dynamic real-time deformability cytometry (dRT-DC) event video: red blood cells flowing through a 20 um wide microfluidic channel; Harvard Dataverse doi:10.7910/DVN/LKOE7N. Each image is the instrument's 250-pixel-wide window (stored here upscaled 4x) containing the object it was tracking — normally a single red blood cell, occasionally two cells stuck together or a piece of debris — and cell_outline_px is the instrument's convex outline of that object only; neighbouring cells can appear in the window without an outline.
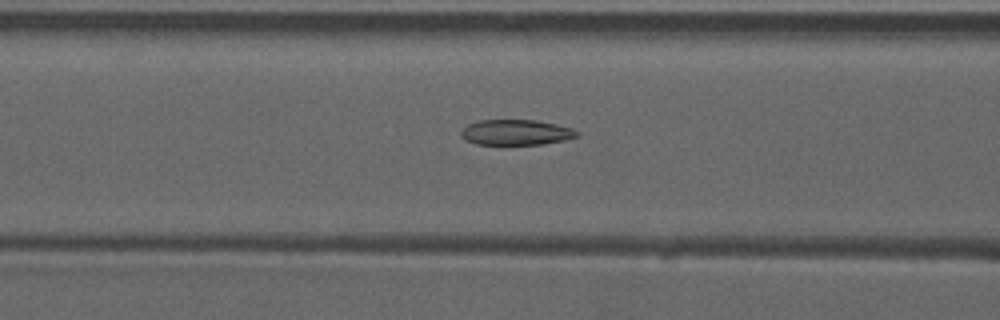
{"species": "common noctule bat (a hibernating species)", "species_latin": "Nyctalus noctula", "temperature_condition": "warm", "stored_images_in_passage": 53, "camera_frame_rate_fps": 3000, "um_per_image_px": 0.085, "animal": {"sex": "male", "forearm_length_mm": 52.5}, "frame": {"image": 1, "passage_image": 22, "time_ms": 7.0, "image_size_px": [1000, 320], "cell_outline_px": [[580, 136], [564, 140], [544, 144], [476, 144], [464, 140], [460, 136], [460, 132], [468, 124], [476, 120], [536, 120], [556, 124], [572, 128], [580, 132]], "centroid_in_image_um": [43.86, 11.25], "position_along_channel_um": 122.7, "area_um2": 17.34}}
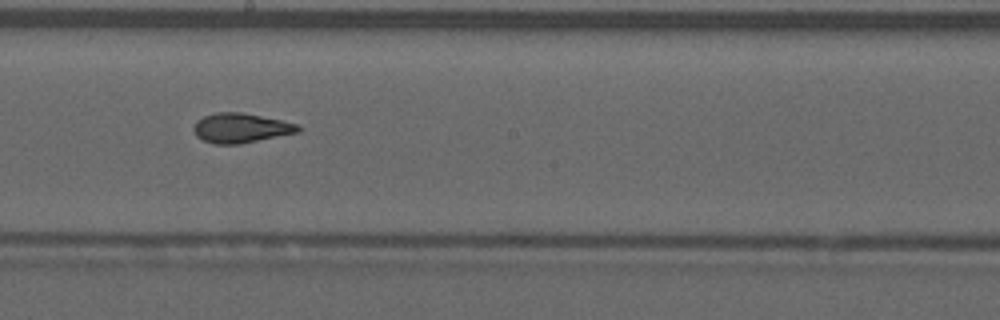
{"frame": {"image": 2, "passage_image": 30, "time_ms": 9.667, "image_size_px": [1000, 320], "cell_outline_px": [[300, 132], [240, 144], [212, 144], [196, 136], [192, 128], [196, 120], [204, 116], [216, 112], [244, 112], [280, 120], [296, 124], [300, 128]], "centroid_in_image_um": [20.43, 10.88], "position_along_channel_um": 227.8, "area_um2": 18.09}}
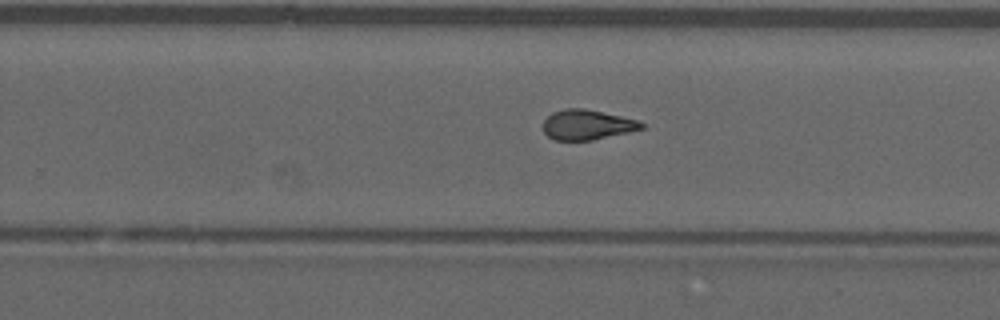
{"frame": {"image": 3, "passage_image": 34, "time_ms": 11.0, "image_size_px": [1000, 320], "cell_outline_px": [[644, 128], [628, 132], [592, 140], [552, 140], [544, 132], [544, 120], [552, 112], [564, 108], [584, 108], [640, 120], [644, 124]], "centroid_in_image_um": [49.9, 10.59], "position_along_channel_um": 279.9, "area_um2": 17.22}, "authors_computed_cell_mechanics": {"area_um2": 18.0336, "velocity_mm_per_s": 3.9383, "shape_relaxation_time_tau1_ms": null, "shape_relaxation_time_tau2_ms": 1.9612, "deformation_change_tau1": null, "deformation_change_tau2": 0.087}}